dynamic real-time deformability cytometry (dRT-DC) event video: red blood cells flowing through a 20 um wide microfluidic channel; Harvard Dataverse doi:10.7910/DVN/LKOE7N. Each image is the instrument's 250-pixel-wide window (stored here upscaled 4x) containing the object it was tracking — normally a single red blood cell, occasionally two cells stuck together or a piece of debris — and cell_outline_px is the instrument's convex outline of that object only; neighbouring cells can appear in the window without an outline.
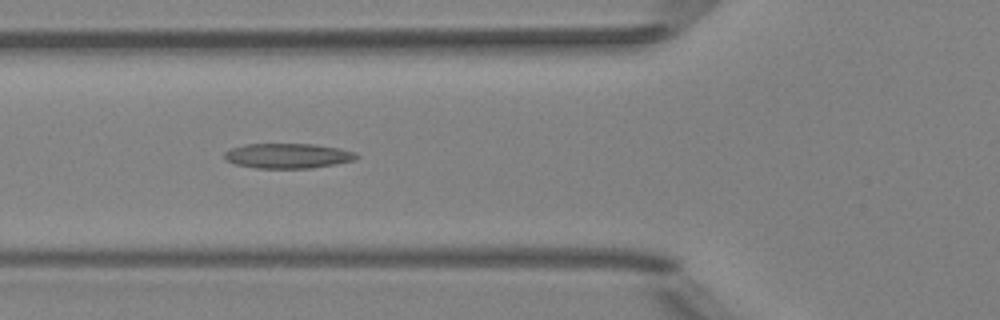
{"species": "Egyptian fruit bat (a non-hibernating species)", "species_latin": "Rousettus aegyptiacus", "temperature_condition": "room temperature", "stored_images_in_passage": 6, "camera_frame_rate_fps": 3000, "um_per_image_px": 0.085, "animal": {"sex": "female"}, "frame": {"image": 1, "passage_image": 5, "time_ms": 5.333, "image_size_px": [1000, 320], "cell_outline_px": [[360, 156], [356, 160], [336, 164], [312, 168], [256, 168], [236, 164], [224, 160], [224, 152], [232, 148], [244, 144], [312, 144], [340, 148], [356, 152]], "centroid_in_image_um": [24.49, 13.24], "position_along_channel_um": 101.3, "area_um2": 19.36}}
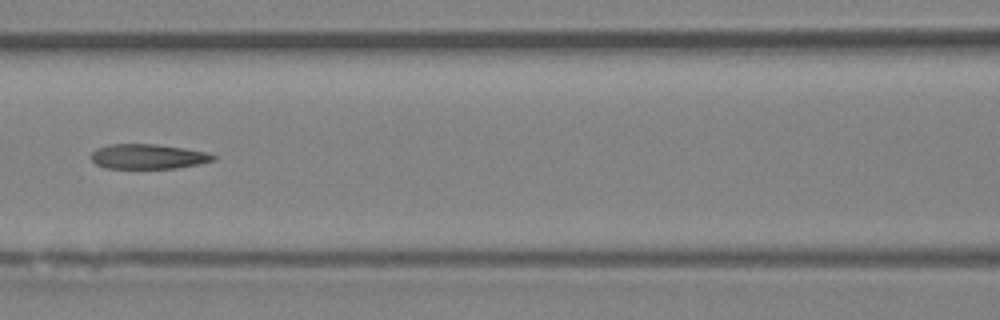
{"frame": {"image": 2, "passage_image": 6, "time_ms": 6.667, "image_size_px": [1000, 320], "cell_outline_px": [[216, 156], [212, 160], [196, 164], [176, 168], [104, 168], [96, 164], [92, 160], [92, 152], [96, 148], [108, 144], [156, 144], [184, 148], [208, 152]], "centroid_in_image_um": [12.54, 13.29], "position_along_channel_um": 154.1, "area_um2": 17.57}}